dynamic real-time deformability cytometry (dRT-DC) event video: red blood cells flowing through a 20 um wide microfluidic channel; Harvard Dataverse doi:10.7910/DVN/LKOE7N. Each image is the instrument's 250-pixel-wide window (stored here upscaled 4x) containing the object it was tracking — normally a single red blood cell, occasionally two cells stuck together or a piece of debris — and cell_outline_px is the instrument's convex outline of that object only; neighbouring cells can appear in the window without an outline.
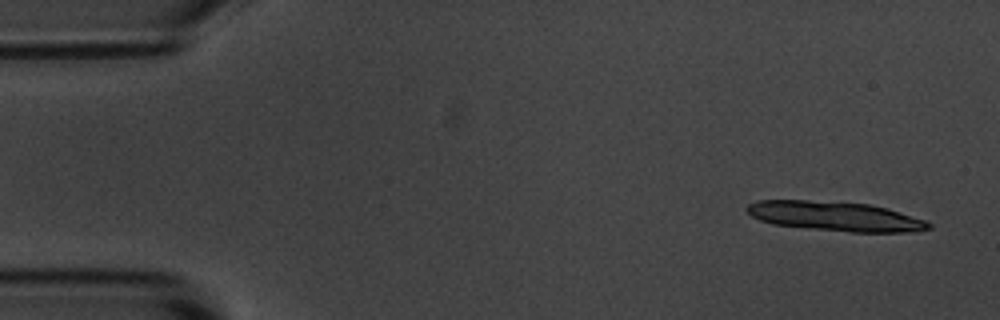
{"species": "common noctule bat (a hibernating species)", "species_latin": "Nyctalus noctula", "temperature_condition": "room temperature", "stored_images_in_passage": 8, "camera_frame_rate_fps": 3000, "um_per_image_px": 0.085, "animal": {"sex": "male", "body_mass_g": 20.1, "forearm_length_mm": 53.5}, "frame": {"image": 1, "passage_image": 1, "time_ms": 0.0, "image_size_px": [1000, 320], "cell_outline_px": [[932, 228], [912, 232], [852, 232], [772, 224], [760, 220], [752, 216], [744, 208], [748, 204], [756, 200], [808, 200], [868, 204], [888, 208], [924, 220], [932, 224]], "centroid_in_image_um": [70.98, 18.38], "position_along_channel_um": 14.0, "area_um2": 31.1}}
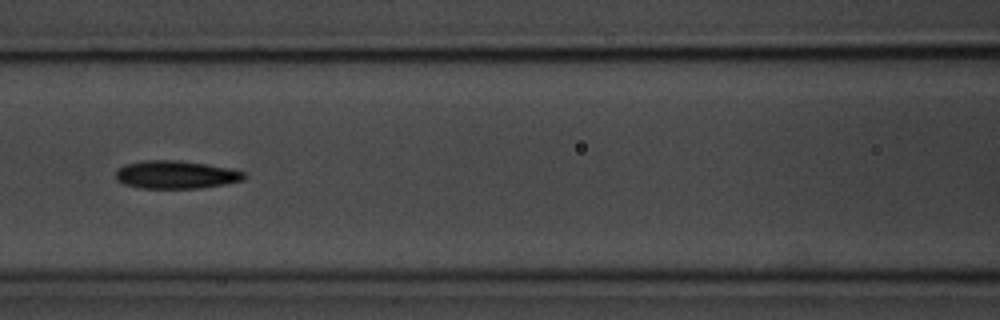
{"frame": {"image": 2, "passage_image": 7, "time_ms": 7.0, "image_size_px": [1000, 320], "cell_outline_px": [[248, 176], [244, 180], [224, 184], [200, 188], [140, 188], [124, 184], [116, 180], [116, 168], [124, 164], [140, 160], [180, 160], [232, 168], [244, 172]], "centroid_in_image_um": [14.94, 14.83], "position_along_channel_um": 151.7, "area_um2": 21.27}}
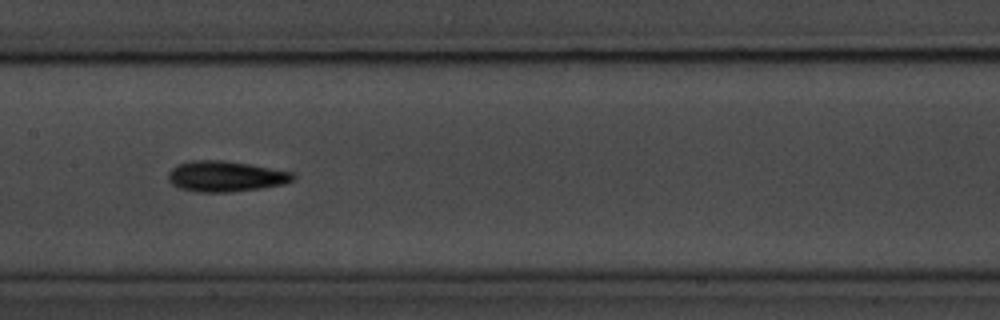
{"frame": {"image": 3, "passage_image": 8, "time_ms": 8.0, "image_size_px": [1000, 320], "cell_outline_px": [[296, 180], [284, 184], [264, 188], [232, 192], [196, 192], [180, 188], [172, 184], [168, 180], [168, 172], [172, 168], [180, 164], [192, 160], [224, 160], [248, 164], [292, 172], [296, 176]], "centroid_in_image_um": [19.2, 15.0], "position_along_channel_um": 188.2, "area_um2": 22.43}}